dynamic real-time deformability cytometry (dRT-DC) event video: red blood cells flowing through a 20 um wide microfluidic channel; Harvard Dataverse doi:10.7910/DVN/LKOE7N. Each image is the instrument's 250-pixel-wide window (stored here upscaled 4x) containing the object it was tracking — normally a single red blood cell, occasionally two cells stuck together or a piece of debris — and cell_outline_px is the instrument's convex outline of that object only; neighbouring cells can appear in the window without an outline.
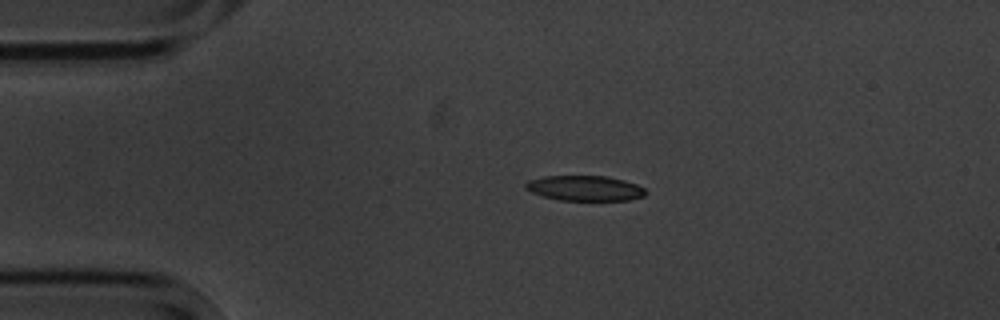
{"species": "common noctule bat (a hibernating species)", "species_latin": "Nyctalus noctula", "temperature_condition": "cold", "stored_images_in_passage": 4, "camera_frame_rate_fps": 3000, "um_per_image_px": 0.085, "animal": {"sex": "male", "body_mass_g": 20.1, "forearm_length_mm": 53.5}, "frame": {"image": 1, "passage_image": 3, "time_ms": 2.333, "image_size_px": [1000, 320], "cell_outline_px": [[648, 192], [644, 196], [628, 200], [560, 200], [544, 196], [532, 192], [524, 188], [524, 184], [528, 180], [544, 176], [608, 176], [624, 180], [636, 184], [644, 188]], "centroid_in_image_um": [49.72, 15.99], "position_along_channel_um": 35.3, "area_um2": 17.63}}